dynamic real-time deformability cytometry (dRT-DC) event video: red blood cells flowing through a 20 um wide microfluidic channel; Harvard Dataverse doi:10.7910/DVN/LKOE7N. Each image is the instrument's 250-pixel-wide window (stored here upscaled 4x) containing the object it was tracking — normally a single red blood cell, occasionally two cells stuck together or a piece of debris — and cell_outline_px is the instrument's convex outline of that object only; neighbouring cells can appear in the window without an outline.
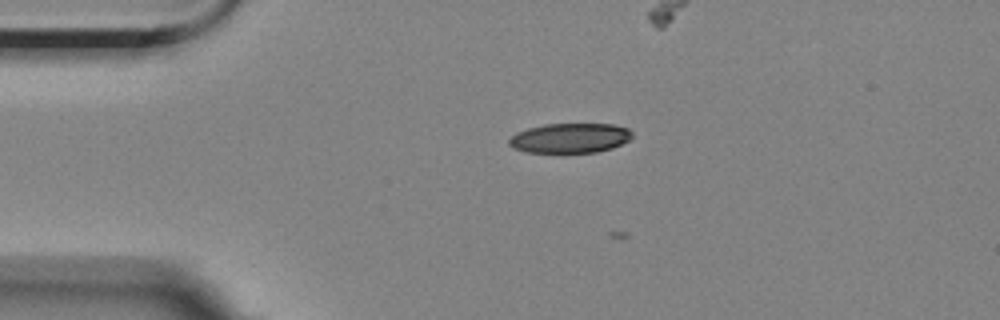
{"species": "Egyptian fruit bat (a non-hibernating species)", "species_latin": "Rousettus aegyptiacus", "temperature_condition": "room temperature", "stored_images_in_passage": 2, "camera_frame_rate_fps": 3000, "um_per_image_px": 0.085, "animal": {"sex": "female"}, "frame": {"image": 1, "passage_image": 1, "time_ms": 0.0, "image_size_px": [1000, 320], "cell_outline_px": [[632, 136], [628, 140], [612, 148], [596, 152], [560, 156], [528, 152], [516, 148], [508, 144], [508, 140], [516, 132], [528, 128], [544, 124], [612, 124], [628, 128], [632, 132]], "centroid_in_image_um": [48.42, 11.78], "position_along_channel_um": 36.6, "area_um2": 22.14}}